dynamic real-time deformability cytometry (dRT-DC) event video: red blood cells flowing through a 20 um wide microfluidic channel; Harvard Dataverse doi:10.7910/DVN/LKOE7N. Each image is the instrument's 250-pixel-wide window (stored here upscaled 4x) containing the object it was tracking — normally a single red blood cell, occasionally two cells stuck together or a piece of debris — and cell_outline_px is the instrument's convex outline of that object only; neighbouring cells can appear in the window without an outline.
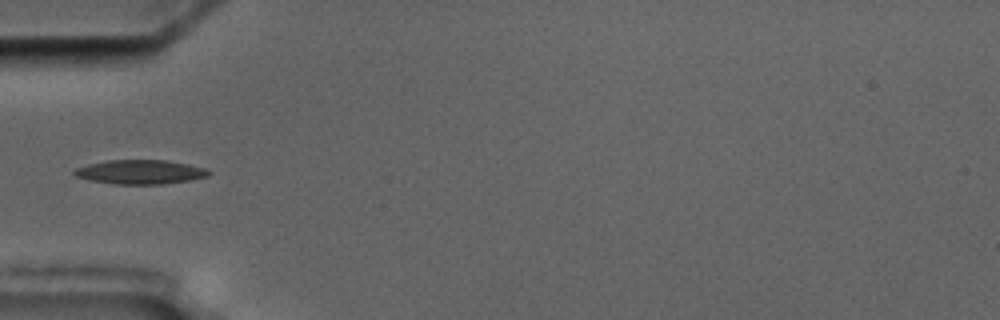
{"species": "common noctule bat (a hibernating species)", "species_latin": "Nyctalus noctula", "temperature_condition": "cold", "stored_images_in_passage": 8, "camera_frame_rate_fps": 3000, "um_per_image_px": 0.085, "animal": {"sex": "male", "body_mass_g": 17.5, "forearm_length_mm": 52.3}, "frame": {"image": 1, "passage_image": 3, "time_ms": 2.333, "image_size_px": [1000, 320], "cell_outline_px": [[212, 172], [208, 176], [188, 180], [164, 184], [116, 184], [92, 180], [76, 176], [72, 172], [76, 168], [88, 164], [108, 160], [164, 160], [188, 164], [204, 168]], "centroid_in_image_um": [11.93, 14.61], "position_along_channel_um": 73.1, "area_um2": 18.73}}
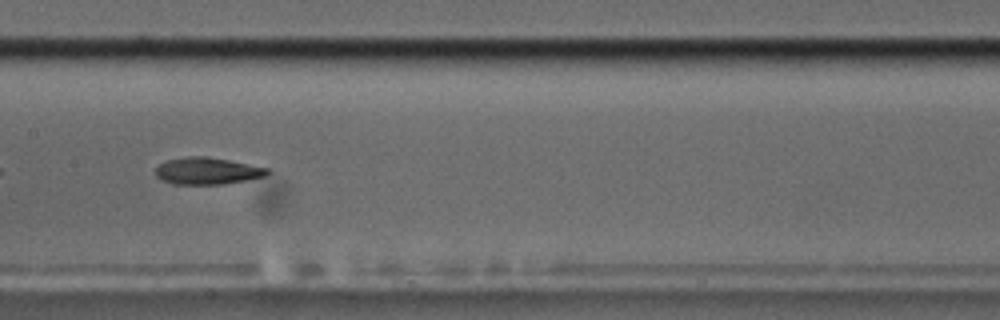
{"frame": {"image": 2, "passage_image": 6, "time_ms": 5.667, "image_size_px": [1000, 320], "cell_outline_px": [[272, 172], [264, 176], [248, 180], [224, 184], [172, 184], [156, 176], [156, 168], [160, 164], [168, 160], [188, 156], [204, 156], [228, 160], [268, 168]], "centroid_in_image_um": [17.64, 14.53], "position_along_channel_um": 189.8, "area_um2": 17.4}}
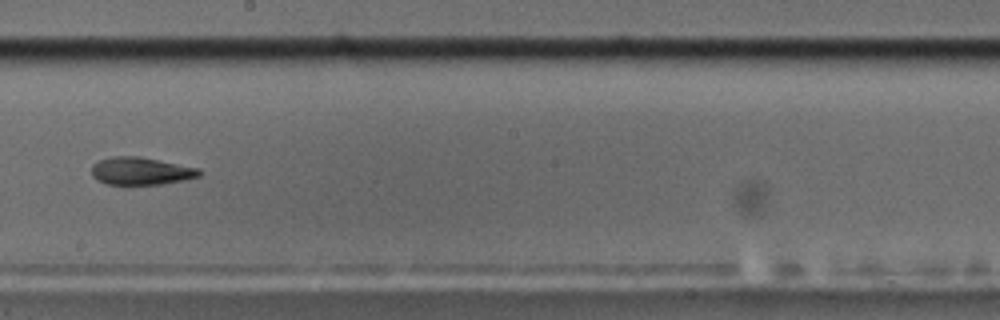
{"frame": {"image": 3, "passage_image": 7, "time_ms": 7.0, "image_size_px": [1000, 320], "cell_outline_px": [[200, 176], [184, 180], [160, 184], [128, 188], [124, 188], [108, 184], [96, 180], [92, 176], [92, 164], [100, 160], [112, 156], [140, 156], [200, 168]], "centroid_in_image_um": [11.93, 14.58], "position_along_channel_um": 236.3, "area_um2": 18.15}}